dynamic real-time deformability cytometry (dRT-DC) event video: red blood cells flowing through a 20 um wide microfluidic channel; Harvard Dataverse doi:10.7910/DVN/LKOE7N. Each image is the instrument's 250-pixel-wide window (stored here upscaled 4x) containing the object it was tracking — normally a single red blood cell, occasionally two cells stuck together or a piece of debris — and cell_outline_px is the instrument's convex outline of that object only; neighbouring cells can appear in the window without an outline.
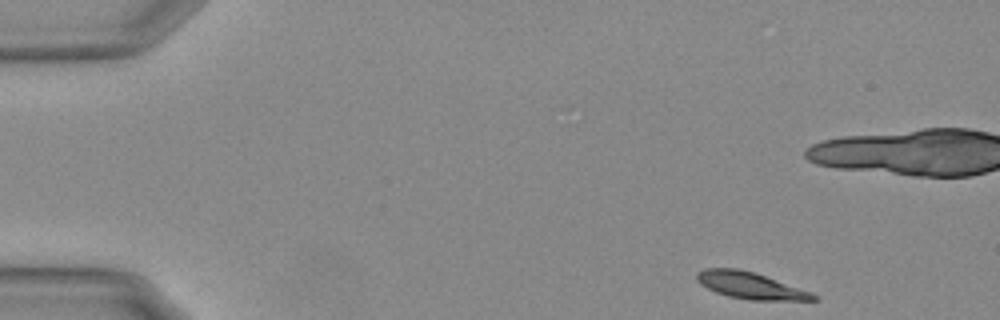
{"species": "Egyptian fruit bat (a non-hibernating species)", "species_latin": "Rousettus aegyptiacus", "temperature_condition": "warm", "stored_images_in_passage": 51, "camera_frame_rate_fps": 3000, "um_per_image_px": 0.085, "animal": {"sex": "female"}, "frame": {"image": 1, "passage_image": 1, "time_ms": 0.0, "image_size_px": [1000, 320], "cell_outline_px": [[820, 300], [748, 300], [728, 296], [716, 292], [700, 284], [696, 280], [696, 272], [704, 268], [736, 268], [752, 272], [812, 292]], "centroid_in_image_um": [63.74, 24.27], "position_along_channel_um": 21.3, "area_um2": 17.92}}
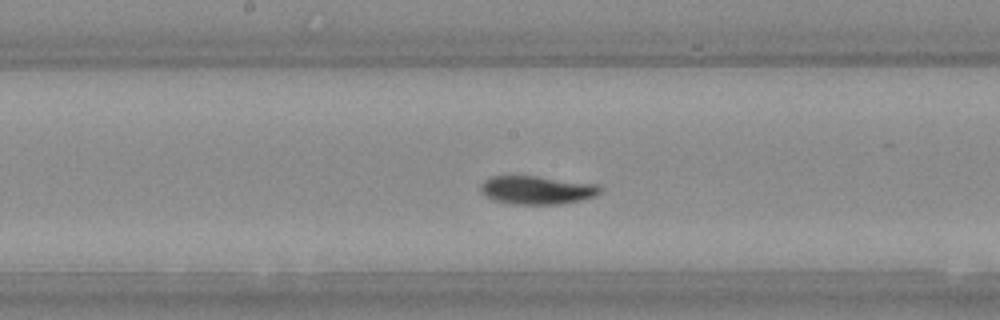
{"frame": {"image": 2, "passage_image": 24, "time_ms": 7.667, "image_size_px": [1000, 320], "cell_outline_px": [[600, 192], [596, 196], [564, 204], [512, 204], [496, 200], [488, 196], [480, 188], [480, 184], [484, 180], [492, 176], [536, 176], [596, 184], [600, 188]], "centroid_in_image_um": [45.65, 16.15], "position_along_channel_um": 202.5, "area_um2": 19.48}}
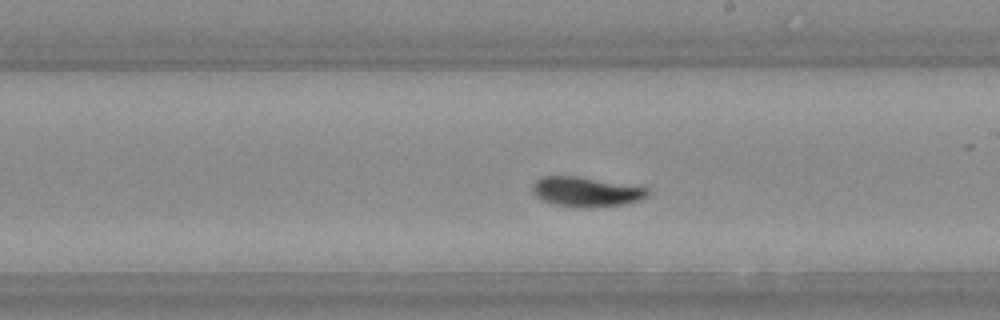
{"frame": {"image": 3, "passage_image": 27, "time_ms": 8.667, "image_size_px": [1000, 320], "cell_outline_px": [[648, 192], [640, 200], [624, 204], [592, 208], [588, 208], [556, 204], [540, 200], [532, 192], [532, 184], [536, 180], [544, 176], [576, 176], [648, 188]], "centroid_in_image_um": [49.76, 16.3], "position_along_channel_um": 239.2, "area_um2": 19.71}, "authors_computed_cell_mechanics": {"area_um2": 19.1318, "velocity_mm_per_s": 3.6789, "shape_relaxation_time_tau1_ms": 4.6171, "shape_relaxation_time_tau2_ms": 3.8751, "deformation_change_tau1": 0.1867, "deformation_change_tau2": 0.0713}}